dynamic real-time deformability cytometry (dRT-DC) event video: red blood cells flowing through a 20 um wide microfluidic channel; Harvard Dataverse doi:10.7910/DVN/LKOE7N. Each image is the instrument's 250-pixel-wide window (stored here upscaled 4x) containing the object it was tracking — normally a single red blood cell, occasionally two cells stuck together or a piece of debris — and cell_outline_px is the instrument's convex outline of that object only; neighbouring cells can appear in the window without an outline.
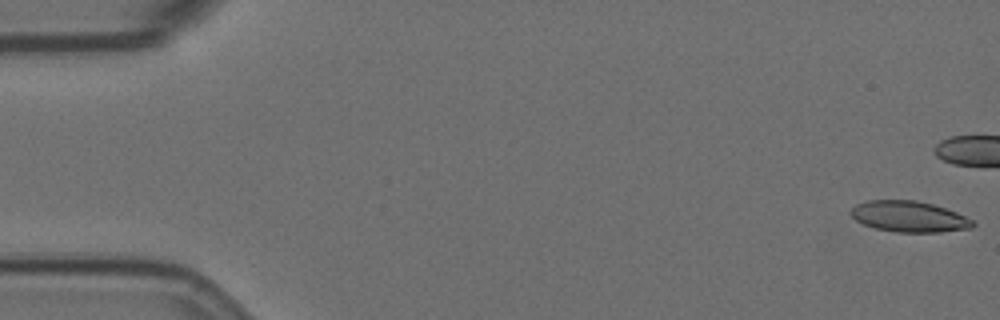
{"species": "Egyptian fruit bat (a non-hibernating species)", "species_latin": "Rousettus aegyptiacus", "temperature_condition": "room temperature", "stored_images_in_passage": 15, "camera_frame_rate_fps": 3000, "um_per_image_px": 0.085, "animal": {"sex": "female"}, "frame": {"image": 1, "passage_image": 1, "time_ms": 0.0, "image_size_px": [1000, 320], "cell_outline_px": [[976, 224], [972, 228], [940, 232], [896, 232], [876, 228], [864, 224], [856, 220], [848, 212], [856, 204], [868, 200], [916, 200], [932, 204], [956, 212], [972, 220]], "centroid_in_image_um": [77.26, 18.41], "position_along_channel_um": 7.7, "area_um2": 21.91}}